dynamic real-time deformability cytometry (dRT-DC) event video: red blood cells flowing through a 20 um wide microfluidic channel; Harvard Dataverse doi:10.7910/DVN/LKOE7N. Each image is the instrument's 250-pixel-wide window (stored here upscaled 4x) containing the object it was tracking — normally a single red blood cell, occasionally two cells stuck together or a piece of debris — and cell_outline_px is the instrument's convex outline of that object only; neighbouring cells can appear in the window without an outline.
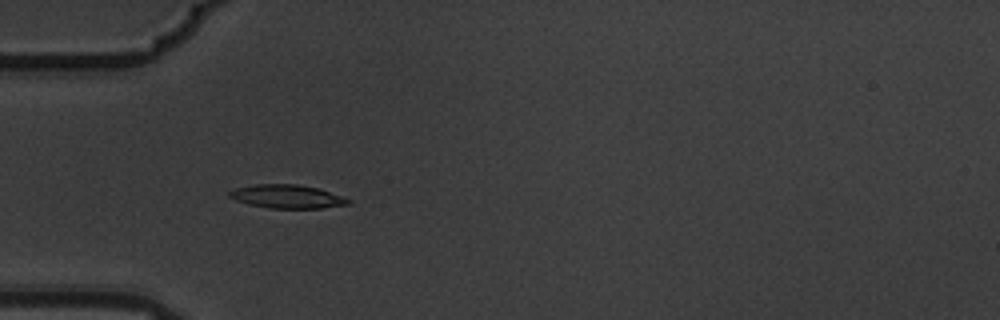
{"species": "common noctule bat (a hibernating species)", "species_latin": "Nyctalus noctula", "temperature_condition": "warm", "stored_images_in_passage": 5, "camera_frame_rate_fps": 3000, "um_per_image_px": 0.085, "animal": {"sex": "male", "body_mass_g": 19.5, "forearm_length_mm": 54.6}, "frame": {"image": 1, "passage_image": 4, "time_ms": 1.0, "image_size_px": [1000, 320], "cell_outline_px": [[352, 204], [320, 208], [272, 208], [248, 204], [236, 200], [228, 196], [228, 192], [236, 188], [256, 184], [296, 184], [316, 188], [352, 200]], "centroid_in_image_um": [24.39, 16.71], "position_along_channel_um": 60.6, "area_um2": 16.07}}
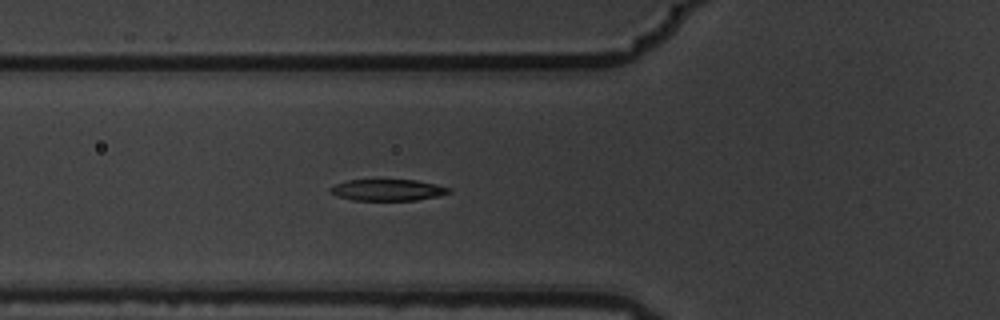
{"frame": {"image": 2, "passage_image": 5, "time_ms": 1.333, "image_size_px": [1000, 320], "cell_outline_px": [[452, 192], [436, 196], [416, 200], [352, 200], [336, 196], [328, 192], [328, 188], [336, 184], [348, 180], [416, 180], [436, 184], [452, 188]], "centroid_in_image_um": [32.93, 16.15], "position_along_channel_um": 92.9, "area_um2": 14.85}}